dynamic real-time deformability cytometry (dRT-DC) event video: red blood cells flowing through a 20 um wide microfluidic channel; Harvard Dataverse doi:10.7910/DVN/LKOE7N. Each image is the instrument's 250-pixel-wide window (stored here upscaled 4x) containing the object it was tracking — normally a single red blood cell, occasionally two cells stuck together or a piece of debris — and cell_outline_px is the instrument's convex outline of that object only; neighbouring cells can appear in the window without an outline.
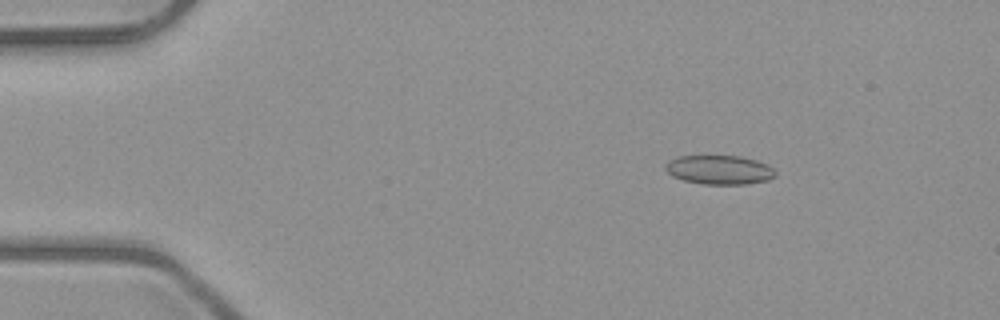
{"species": "common noctule bat (a hibernating species)", "species_latin": "Nyctalus noctula", "temperature_condition": "room temperature", "stored_images_in_passage": 52, "camera_frame_rate_fps": 3000, "um_per_image_px": 0.085, "animal": {"sex": "male", "body_mass_g": 23.1, "forearm_length_mm": 52.7}, "frame": {"image": 1, "passage_image": 8, "time_ms": 2.333, "image_size_px": [1000, 320], "cell_outline_px": [[776, 176], [768, 180], [744, 184], [704, 184], [684, 180], [672, 176], [664, 168], [664, 164], [676, 156], [740, 156], [756, 160], [772, 168], [776, 172]], "centroid_in_image_um": [61.12, 14.43], "position_along_channel_um": 23.9, "area_um2": 18.55}}
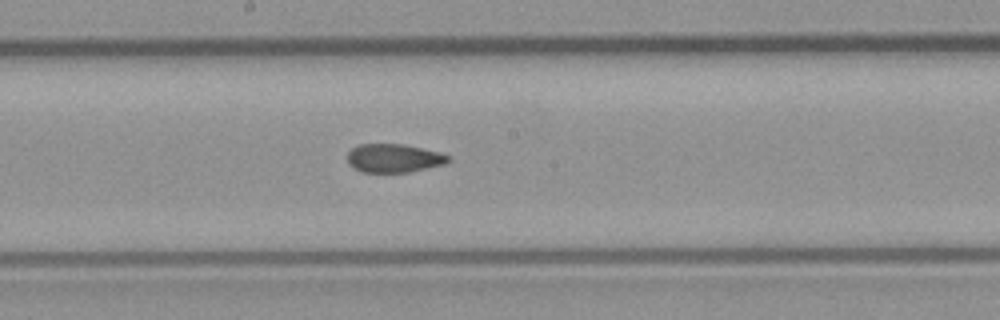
{"frame": {"image": 2, "passage_image": 28, "time_ms": 9.0, "image_size_px": [1000, 320], "cell_outline_px": [[452, 160], [444, 164], [408, 172], [364, 172], [348, 164], [348, 152], [352, 148], [360, 144], [404, 144], [440, 152], [448, 156]], "centroid_in_image_um": [33.49, 13.43], "position_along_channel_um": 214.7, "area_um2": 16.65}}
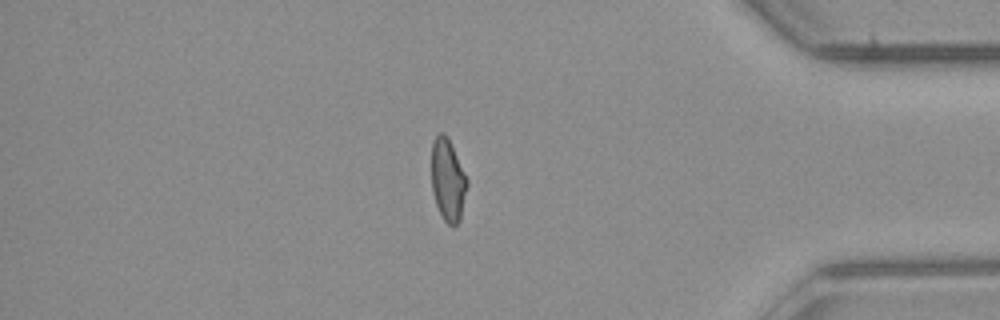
{"frame": {"image": 3, "passage_image": 44, "time_ms": 14.333, "image_size_px": [1000, 320], "cell_outline_px": [[468, 184], [460, 220], [456, 224], [448, 224], [444, 220], [436, 204], [432, 192], [432, 140], [440, 132], [444, 132], [448, 136], [468, 180]], "centroid_in_image_um": [38.07, 15.26], "position_along_channel_um": 397.1, "area_um2": 17.05}, "authors_computed_cell_mechanics": {"area_um2": 17.8024, "velocity_mm_per_s": 4.0347, "shape_relaxation_time_tau1_ms": null, "shape_relaxation_time_tau2_ms": 1.7421, "deformation_change_tau1": null, "deformation_change_tau2": 0.0708}}